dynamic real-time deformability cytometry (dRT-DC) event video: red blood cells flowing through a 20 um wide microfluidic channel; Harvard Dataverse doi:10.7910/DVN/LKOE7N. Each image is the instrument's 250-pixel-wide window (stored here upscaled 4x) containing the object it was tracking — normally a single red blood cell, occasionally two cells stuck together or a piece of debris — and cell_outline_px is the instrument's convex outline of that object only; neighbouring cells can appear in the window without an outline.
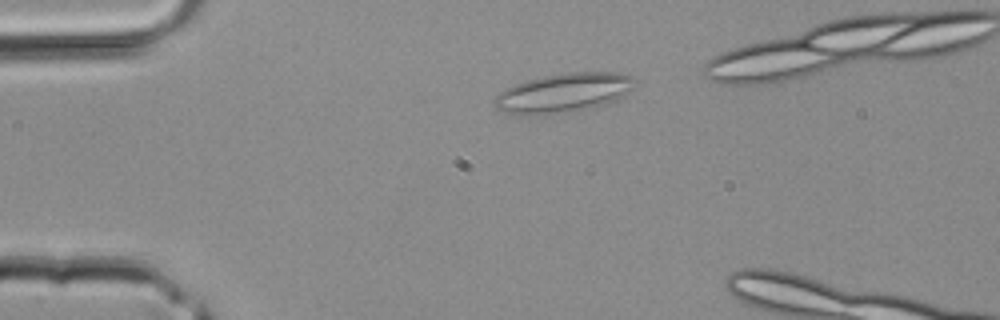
{"species": "common noctule bat (a hibernating species)", "species_latin": "Nyctalus noctula", "temperature_condition": "room temperature", "stored_images_in_passage": 26, "camera_frame_rate_fps": 3000, "um_per_image_px": 0.085, "animal": {"sex": "male", "body_mass_g": 20.4}, "frame": {"image": 1, "passage_image": 2, "time_ms": 0.333, "image_size_px": [1000, 320], "cell_outline_px": [[636, 84], [628, 92], [604, 104], [588, 108], [568, 112], [544, 116], [516, 116], [504, 112], [496, 108], [492, 104], [496, 96], [504, 88], [524, 80], [544, 76], [568, 72], [620, 72], [632, 76], [636, 80]], "centroid_in_image_um": [47.82, 7.91], "position_along_channel_um": 37.2, "area_um2": 32.6}}
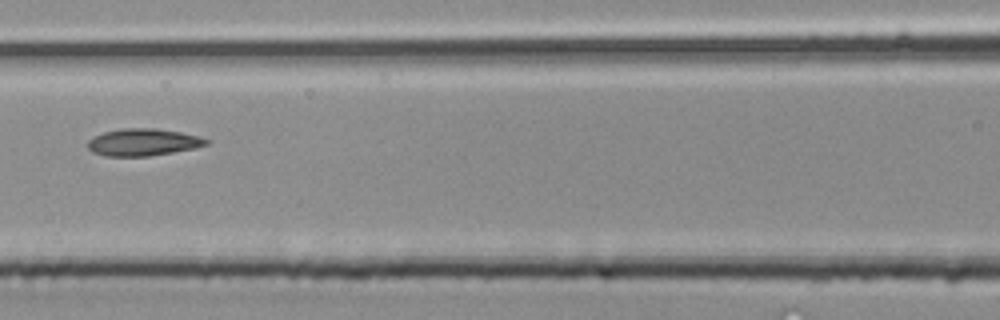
{"frame": {"image": 2, "passage_image": 11, "time_ms": 3.333, "image_size_px": [1000, 320], "cell_outline_px": [[208, 144], [196, 148], [148, 156], [104, 156], [92, 152], [88, 148], [88, 140], [104, 132], [124, 128], [156, 128], [180, 132], [200, 136], [208, 140]], "centroid_in_image_um": [12.17, 12.09], "position_along_channel_um": 154.4, "area_um2": 18.67}}
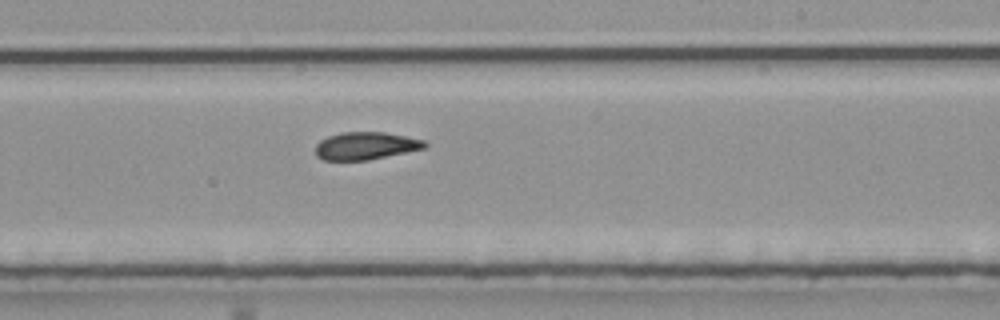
{"frame": {"image": 3, "passage_image": 17, "time_ms": 5.333, "image_size_px": [1000, 320], "cell_outline_px": [[428, 148], [368, 160], [324, 160], [316, 156], [316, 144], [320, 140], [328, 136], [344, 132], [384, 132], [424, 140], [428, 144]], "centroid_in_image_um": [31.11, 12.4], "position_along_channel_um": 257.9, "area_um2": 17.63}}